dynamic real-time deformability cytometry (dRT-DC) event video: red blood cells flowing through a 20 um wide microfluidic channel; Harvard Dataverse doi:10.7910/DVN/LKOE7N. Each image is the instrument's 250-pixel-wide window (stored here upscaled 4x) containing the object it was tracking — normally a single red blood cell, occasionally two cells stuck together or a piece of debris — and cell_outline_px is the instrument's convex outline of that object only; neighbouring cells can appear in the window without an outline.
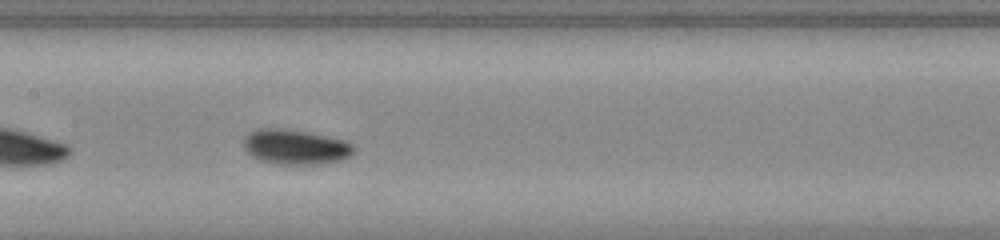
{"species": "common noctule bat (a hibernating species)", "species_latin": "Nyctalus noctula", "temperature_condition": "warm", "stored_images_in_passage": 27, "camera_frame_rate_fps": 3000, "um_per_image_px": 0.085, "animal": {"sex": "female", "body_mass_g": 23.0, "forearm_length_mm": 53.4}, "frame": {"image": 1, "passage_image": 12, "time_ms": 3.667, "image_size_px": [1000, 240], "cell_outline_px": [[352, 152], [348, 156], [340, 160], [316, 164], [272, 164], [260, 160], [252, 156], [244, 148], [244, 136], [256, 128], [284, 128], [344, 140], [352, 144]], "centroid_in_image_um": [25.03, 12.49], "position_along_channel_um": 182.4, "area_um2": 22.14}}
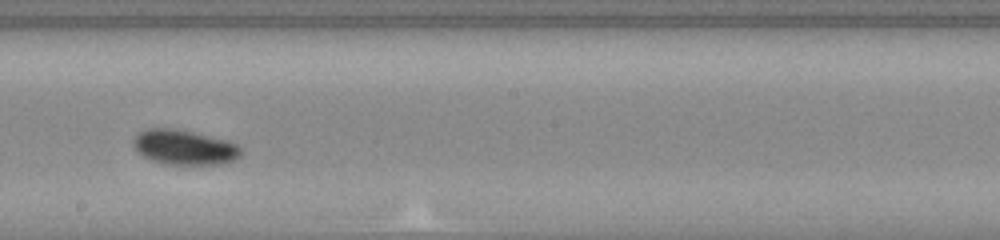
{"frame": {"image": 2, "passage_image": 16, "time_ms": 5.0, "image_size_px": [1000, 240], "cell_outline_px": [[240, 156], [224, 164], [168, 164], [152, 160], [144, 156], [132, 144], [132, 140], [144, 128], [176, 128], [228, 140], [236, 144], [240, 148]], "centroid_in_image_um": [15.66, 12.5], "position_along_channel_um": 232.5, "area_um2": 21.73}, "authors_computed_cell_mechanics": {"area_um2": 20.6924, "velocity_mm_per_s": 3.7936, "shape_relaxation_time_tau1_ms": 2.9623, "shape_relaxation_time_tau2_ms": null, "deformation_change_tau1": 0.1353, "deformation_change_tau2": null}}